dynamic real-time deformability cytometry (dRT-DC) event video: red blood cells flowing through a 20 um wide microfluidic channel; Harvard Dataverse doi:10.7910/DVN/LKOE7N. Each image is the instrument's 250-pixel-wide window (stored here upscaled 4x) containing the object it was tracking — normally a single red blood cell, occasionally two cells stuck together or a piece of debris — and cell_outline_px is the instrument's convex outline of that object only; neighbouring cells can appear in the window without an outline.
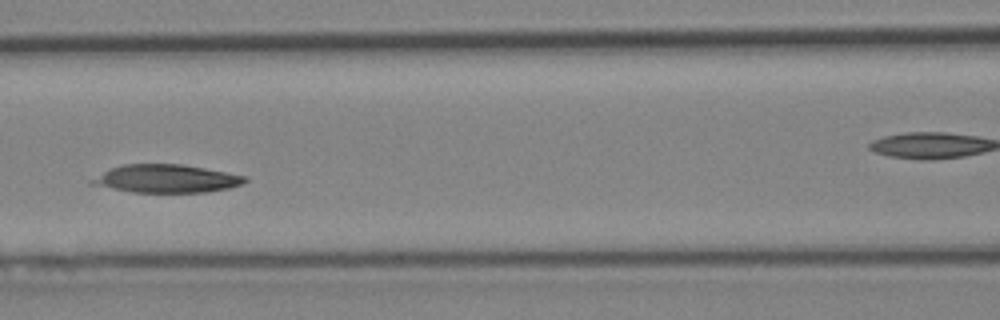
{"species": "Egyptian fruit bat (a non-hibernating species)", "species_latin": "Rousettus aegyptiacus", "temperature_condition": "cold", "stored_images_in_passage": 6, "segment_of_instrument_passage": [1, 2], "camera_frame_rate_fps": 3000, "um_per_image_px": 0.085, "animal": {"sex": "female"}, "frame": {"image": 1, "passage_image": 5, "time_ms": 4.333, "image_size_px": [1000, 320], "cell_outline_px": [[248, 180], [240, 184], [228, 188], [204, 192], [132, 192], [88, 184], [88, 180], [112, 168], [124, 164], [180, 164], [204, 168], [248, 176]], "centroid_in_image_um": [14.11, 15.19], "position_along_channel_um": 152.5, "area_um2": 24.85}}